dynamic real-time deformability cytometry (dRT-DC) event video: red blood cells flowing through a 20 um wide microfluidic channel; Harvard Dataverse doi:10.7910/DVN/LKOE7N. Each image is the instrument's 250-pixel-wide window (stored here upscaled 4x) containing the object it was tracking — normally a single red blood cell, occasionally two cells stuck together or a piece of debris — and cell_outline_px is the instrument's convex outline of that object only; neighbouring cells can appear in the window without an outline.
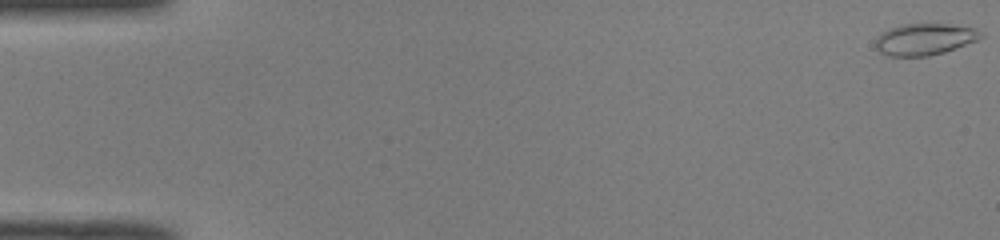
{"species": "common noctule bat (a hibernating species)", "species_latin": "Nyctalus noctula", "temperature_condition": "room temperature", "stored_images_in_passage": 51, "camera_frame_rate_fps": 3000, "um_per_image_px": 0.085, "animal": {"sex": "male", "body_mass_g": 19.0, "forearm_length_mm": 50.8}, "frame": {"image": 1, "passage_image": 1, "time_ms": 0.0, "image_size_px": [1000, 240], "cell_outline_px": [[984, 36], [976, 40], [944, 52], [928, 56], [888, 56], [880, 52], [876, 48], [876, 40], [880, 32], [888, 28], [900, 24], [948, 24], [976, 28], [984, 32]], "centroid_in_image_um": [78.58, 3.32], "position_along_channel_um": 6.4, "area_um2": 19.48}}
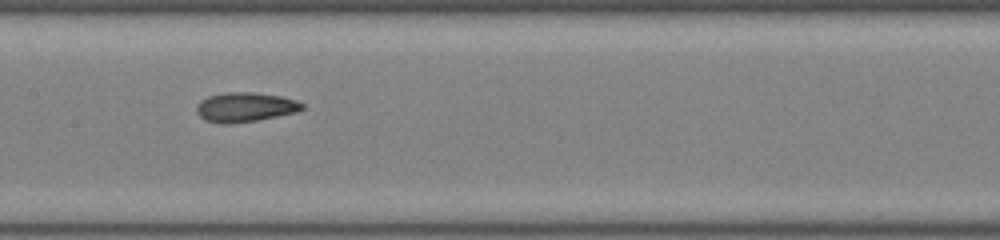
{"frame": {"image": 2, "passage_image": 26, "time_ms": 8.333, "image_size_px": [1000, 240], "cell_outline_px": [[304, 108], [296, 112], [256, 120], [228, 124], [220, 124], [204, 120], [196, 112], [196, 104], [200, 100], [208, 96], [224, 92], [252, 92], [280, 96], [296, 100], [304, 104]], "centroid_in_image_um": [20.79, 9.1], "position_along_channel_um": 186.6, "area_um2": 18.21}}
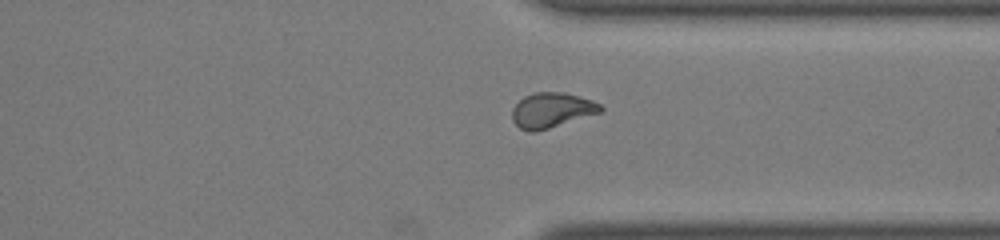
{"frame": {"image": 3, "passage_image": 39, "time_ms": 12.667, "image_size_px": [1000, 240], "cell_outline_px": [[604, 108], [600, 112], [536, 132], [528, 132], [520, 128], [512, 120], [512, 108], [524, 96], [532, 92], [564, 92], [592, 100], [600, 104]], "centroid_in_image_um": [46.86, 9.36], "position_along_channel_um": 364.5, "area_um2": 17.98}, "authors_computed_cell_mechanics": {"area_um2": 18.207, "velocity_mm_per_s": 4.0953, "shape_relaxation_time_tau1_ms": 11.2886, "shape_relaxation_time_tau2_ms": 1.8555, "deformation_change_tau1": 0.2294, "deformation_change_tau2": 0.0767}}